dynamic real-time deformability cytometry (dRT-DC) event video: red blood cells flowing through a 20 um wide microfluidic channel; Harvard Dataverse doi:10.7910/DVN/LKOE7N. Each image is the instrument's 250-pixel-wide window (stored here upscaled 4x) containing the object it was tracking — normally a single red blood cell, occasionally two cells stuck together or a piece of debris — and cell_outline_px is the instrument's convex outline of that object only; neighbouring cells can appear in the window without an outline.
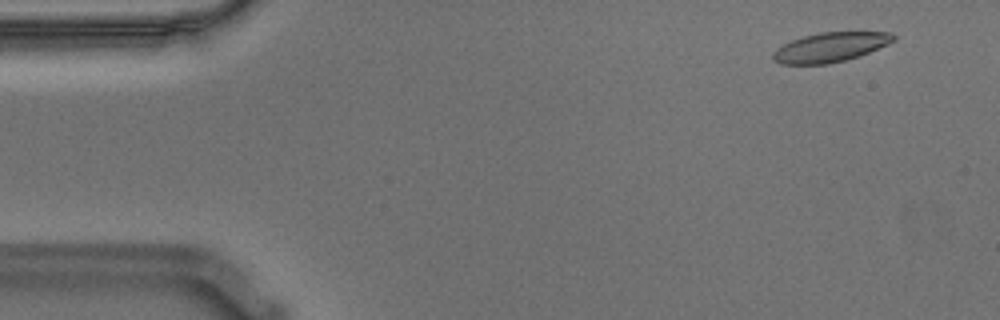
{"species": "Egyptian fruit bat (a non-hibernating species)", "species_latin": "Rousettus aegyptiacus", "temperature_condition": "warm", "stored_images_in_passage": 17, "camera_frame_rate_fps": 3000, "um_per_image_px": 0.085, "animal": {"sex": "male"}, "frame": {"image": 1, "passage_image": 4, "time_ms": 1.0, "image_size_px": [1000, 320], "cell_outline_px": [[896, 40], [888, 44], [860, 56], [828, 64], [780, 64], [772, 60], [772, 52], [776, 48], [792, 40], [804, 36], [820, 32], [892, 32], [896, 36]], "centroid_in_image_um": [70.58, 4.01], "position_along_channel_um": 14.4, "area_um2": 20.81}}
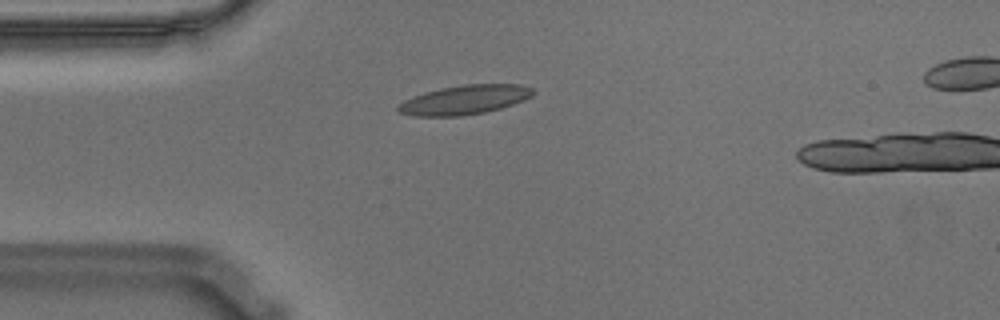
{"frame": {"image": 2, "passage_image": 14, "time_ms": 4.333, "image_size_px": [1000, 320], "cell_outline_px": [[536, 92], [532, 96], [524, 100], [500, 108], [484, 112], [460, 116], [416, 116], [400, 112], [396, 108], [404, 100], [412, 96], [424, 92], [440, 88], [464, 84], [520, 84], [532, 88]], "centroid_in_image_um": [39.5, 8.47], "position_along_channel_um": 45.5, "area_um2": 22.95}}